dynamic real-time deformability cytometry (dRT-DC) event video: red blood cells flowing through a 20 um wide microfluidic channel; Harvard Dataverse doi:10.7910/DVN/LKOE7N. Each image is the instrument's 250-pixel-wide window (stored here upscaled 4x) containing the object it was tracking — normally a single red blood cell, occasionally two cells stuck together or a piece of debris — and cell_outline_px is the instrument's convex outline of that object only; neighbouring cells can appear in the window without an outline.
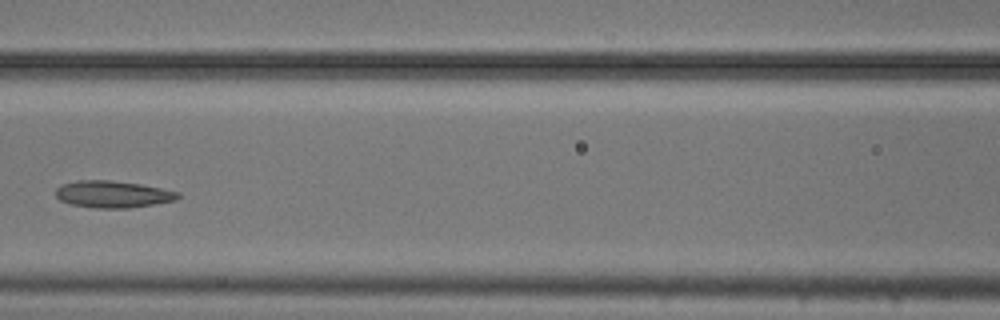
{"species": "common noctule bat (a hibernating species)", "species_latin": "Nyctalus noctula", "temperature_condition": "cold", "stored_images_in_passage": 8, "camera_frame_rate_fps": 3000, "um_per_image_px": 0.085, "animal": {"sex": "male", "body_mass_g": 20.5, "forearm_length_mm": 52.5}, "frame": {"image": 1, "passage_image": 4, "time_ms": 1.0, "image_size_px": [1000, 320], "cell_outline_px": [[180, 196], [176, 200], [128, 208], [96, 208], [68, 204], [60, 200], [56, 196], [56, 188], [60, 184], [80, 180], [108, 180], [140, 184], [180, 192]], "centroid_in_image_um": [9.55, 16.51], "position_along_channel_um": 157.0, "area_um2": 19.13}}
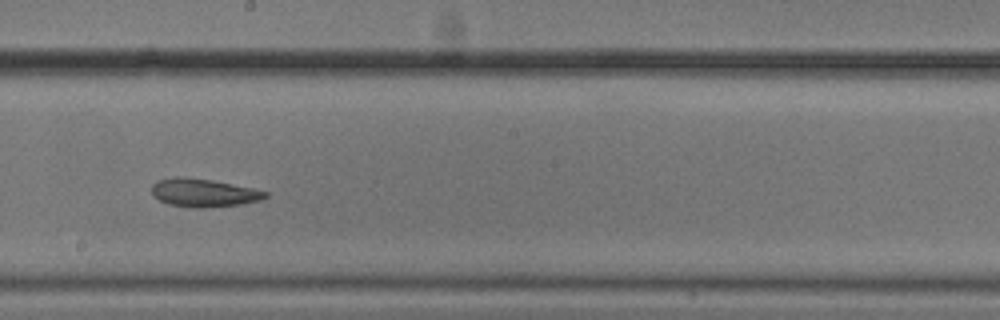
{"frame": {"image": 2, "passage_image": 6, "time_ms": 1.667, "image_size_px": [1000, 320], "cell_outline_px": [[268, 196], [260, 200], [240, 204], [200, 208], [196, 208], [168, 204], [160, 200], [152, 192], [152, 184], [156, 180], [176, 176], [180, 176], [212, 180], [252, 188], [268, 192]], "centroid_in_image_um": [17.29, 16.37], "position_along_channel_um": 230.9, "area_um2": 18.5}}
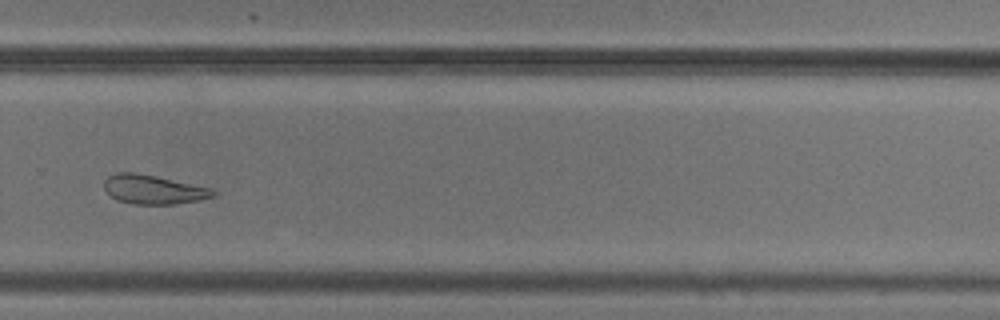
{"frame": {"image": 3, "passage_image": 8, "time_ms": 2.333, "image_size_px": [1000, 320], "cell_outline_px": [[216, 196], [200, 200], [176, 204], [132, 204], [116, 200], [104, 188], [104, 180], [108, 176], [116, 172], [136, 172], [156, 176], [212, 188], [216, 192]], "centroid_in_image_um": [13.05, 16.11], "position_along_channel_um": 316.8, "area_um2": 18.61}}